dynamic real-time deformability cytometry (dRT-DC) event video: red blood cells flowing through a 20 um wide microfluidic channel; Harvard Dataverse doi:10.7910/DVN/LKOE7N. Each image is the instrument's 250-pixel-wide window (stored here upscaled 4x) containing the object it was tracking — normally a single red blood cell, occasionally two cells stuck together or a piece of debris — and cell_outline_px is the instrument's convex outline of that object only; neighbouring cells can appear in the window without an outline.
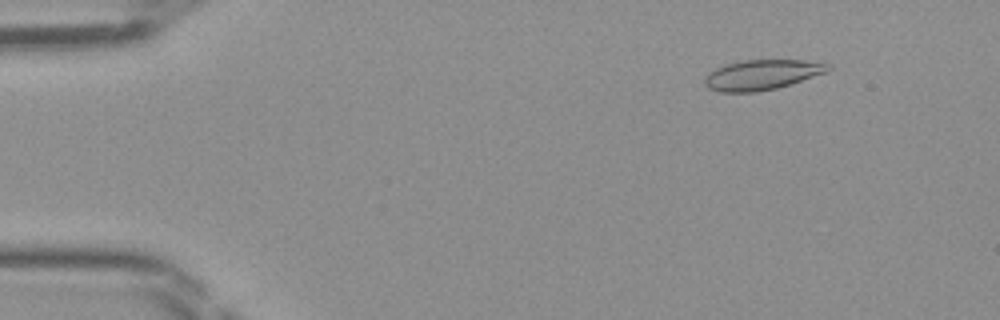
{"species": "Egyptian fruit bat (a non-hibernating species)", "species_latin": "Rousettus aegyptiacus", "temperature_condition": "room temperature", "stored_images_in_passage": 25, "camera_frame_rate_fps": 3000, "um_per_image_px": 0.085, "frame": {"image": 1, "passage_image": 6, "time_ms": 1.667, "image_size_px": [1000, 320], "cell_outline_px": [[832, 68], [828, 72], [776, 88], [756, 92], [720, 92], [708, 88], [704, 84], [704, 76], [716, 68], [724, 64], [744, 60], [804, 60], [832, 64]], "centroid_in_image_um": [64.76, 6.35], "position_along_channel_um": 20.2, "area_um2": 21.73}}
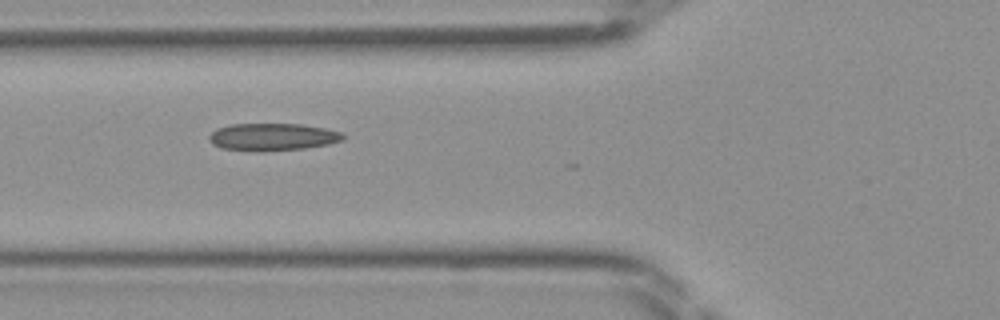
{"frame": {"image": 2, "passage_image": 18, "time_ms": 5.667, "image_size_px": [1000, 320], "cell_outline_px": [[344, 140], [328, 144], [304, 148], [260, 152], [256, 152], [220, 148], [212, 144], [208, 140], [208, 136], [216, 128], [232, 124], [300, 124], [324, 128], [344, 132]], "centroid_in_image_um": [23.14, 11.65], "position_along_channel_um": 102.7, "area_um2": 21.62}}
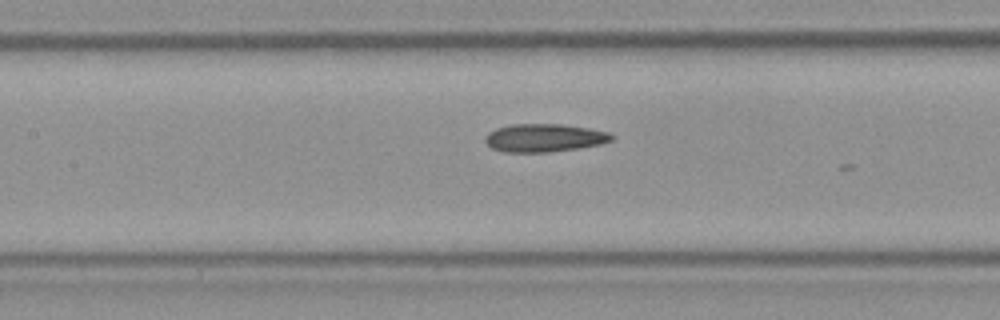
{"frame": {"image": 3, "passage_image": 22, "time_ms": 7.0, "image_size_px": [1000, 320], "cell_outline_px": [[616, 136], [612, 140], [600, 144], [576, 148], [548, 152], [504, 152], [492, 148], [484, 140], [484, 136], [488, 132], [496, 128], [512, 124], [560, 124], [588, 128], [608, 132]], "centroid_in_image_um": [46.24, 11.71], "position_along_channel_um": 161.2, "area_um2": 20.63}}